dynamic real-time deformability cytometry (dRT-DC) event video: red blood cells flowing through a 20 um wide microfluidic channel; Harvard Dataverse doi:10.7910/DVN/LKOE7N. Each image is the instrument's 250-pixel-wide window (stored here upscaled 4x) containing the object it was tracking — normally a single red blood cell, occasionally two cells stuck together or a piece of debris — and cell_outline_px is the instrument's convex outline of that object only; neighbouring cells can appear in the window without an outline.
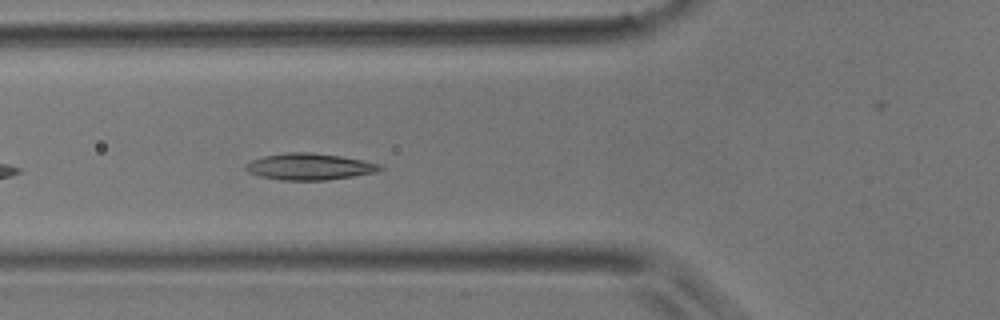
{"species": "common noctule bat (a hibernating species)", "species_latin": "Nyctalus noctula", "temperature_condition": "room temperature", "stored_images_in_passage": 4, "camera_frame_rate_fps": 3000, "um_per_image_px": 0.085, "animal": {"sex": "male", "body_mass_g": 17.9}, "frame": {"image": 1, "passage_image": 4, "time_ms": 1.0, "image_size_px": [1000, 320], "cell_outline_px": [[384, 168], [376, 172], [328, 180], [280, 180], [260, 176], [248, 172], [244, 168], [244, 164], [252, 160], [264, 156], [288, 152], [312, 152], [340, 156], [380, 164]], "centroid_in_image_um": [26.27, 14.16], "position_along_channel_um": 99.5, "area_um2": 20.69}}